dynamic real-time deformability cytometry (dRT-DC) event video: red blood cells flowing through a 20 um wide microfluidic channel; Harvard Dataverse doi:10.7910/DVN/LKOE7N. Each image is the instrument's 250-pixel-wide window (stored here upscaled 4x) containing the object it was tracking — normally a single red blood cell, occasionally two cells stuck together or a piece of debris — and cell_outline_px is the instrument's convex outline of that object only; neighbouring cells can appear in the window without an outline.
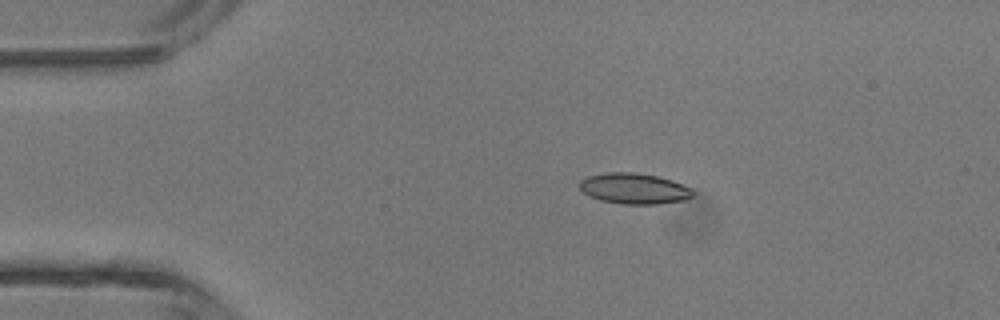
{"species": "common noctule bat (a hibernating species)", "species_latin": "Nyctalus noctula", "temperature_condition": "room temperature", "stored_images_in_passage": 5, "camera_frame_rate_fps": 3000, "um_per_image_px": 0.085, "animal": {"sex": "male", "body_mass_g": 13.3}, "frame": {"image": 1, "passage_image": 3, "time_ms": 0.667, "image_size_px": [1000, 320], "cell_outline_px": [[696, 192], [692, 196], [684, 200], [656, 204], [620, 204], [600, 200], [588, 196], [580, 188], [580, 180], [588, 176], [608, 172], [632, 172], [656, 176], [672, 180], [692, 188]], "centroid_in_image_um": [53.91, 16.03], "position_along_channel_um": 31.1, "area_um2": 20.35}}
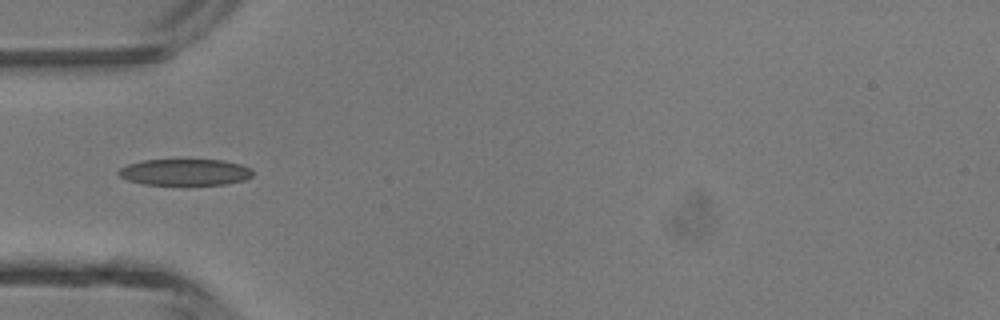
{"frame": {"image": 2, "passage_image": 5, "time_ms": 1.333, "image_size_px": [1000, 320], "cell_outline_px": [[252, 176], [244, 180], [224, 184], [144, 184], [128, 180], [120, 176], [116, 172], [120, 168], [128, 164], [144, 160], [224, 160], [240, 164], [252, 168]], "centroid_in_image_um": [15.73, 14.62], "position_along_channel_um": 69.3, "area_um2": 20.46}}